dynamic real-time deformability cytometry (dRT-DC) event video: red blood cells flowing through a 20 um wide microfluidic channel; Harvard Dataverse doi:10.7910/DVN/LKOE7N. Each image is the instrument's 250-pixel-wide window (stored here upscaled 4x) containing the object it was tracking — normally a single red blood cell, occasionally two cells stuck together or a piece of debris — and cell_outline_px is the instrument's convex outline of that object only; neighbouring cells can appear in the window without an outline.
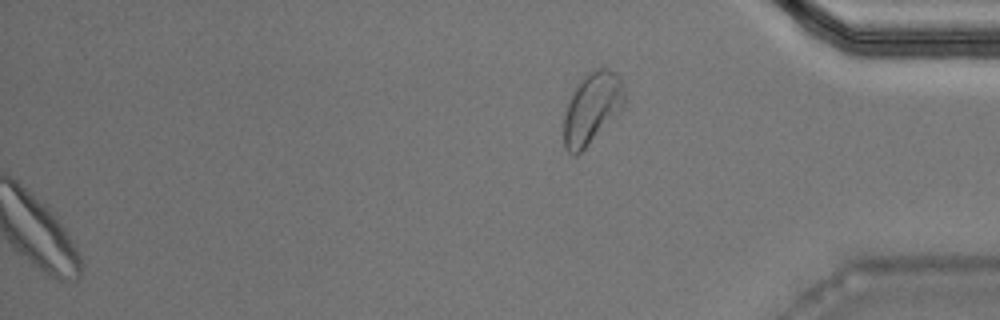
{"species": "Egyptian fruit bat (a non-hibernating species)", "species_latin": "Rousettus aegyptiacus", "temperature_condition": "warm", "stored_images_in_passage": 36, "camera_frame_rate_fps": 3000, "um_per_image_px": 0.085, "animal": {"sex": "male"}, "frame": {"image": 1, "passage_image": 36, "time_ms": 11.667, "image_size_px": [1000, 320], "cell_outline_px": [[624, 108], [576, 156], [572, 156], [564, 148], [564, 116], [572, 92], [576, 84], [592, 68], [608, 68], [616, 72], [620, 76], [624, 96]], "centroid_in_image_um": [50.31, 9.17], "position_along_channel_um": 384.9, "area_um2": 25.2}}